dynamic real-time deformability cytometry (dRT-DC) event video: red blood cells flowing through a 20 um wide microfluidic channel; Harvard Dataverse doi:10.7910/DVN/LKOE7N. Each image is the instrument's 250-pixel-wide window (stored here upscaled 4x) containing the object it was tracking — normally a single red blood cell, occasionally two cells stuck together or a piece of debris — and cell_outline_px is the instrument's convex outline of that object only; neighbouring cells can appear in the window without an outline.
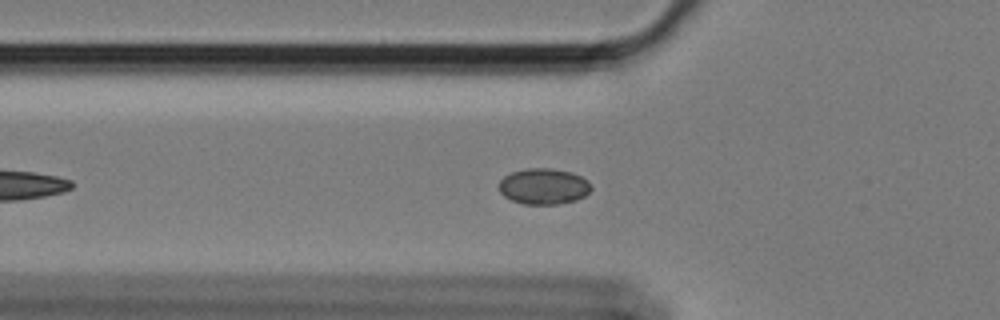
{"species": "Egyptian fruit bat (a non-hibernating species)", "species_latin": "Rousettus aegyptiacus", "temperature_condition": "cold", "stored_images_in_passage": 26, "camera_frame_rate_fps": 3000, "um_per_image_px": 0.085, "animal": {"sex": "female"}, "frame": {"image": 1, "passage_image": 5, "time_ms": 1.333, "image_size_px": [1000, 320], "cell_outline_px": [[592, 188], [584, 196], [576, 200], [556, 204], [524, 204], [512, 200], [504, 196], [500, 192], [500, 180], [504, 176], [512, 172], [528, 168], [552, 168], [572, 172], [588, 180], [592, 184]], "centroid_in_image_um": [46.23, 15.83], "position_along_channel_um": 79.6, "area_um2": 19.31}}
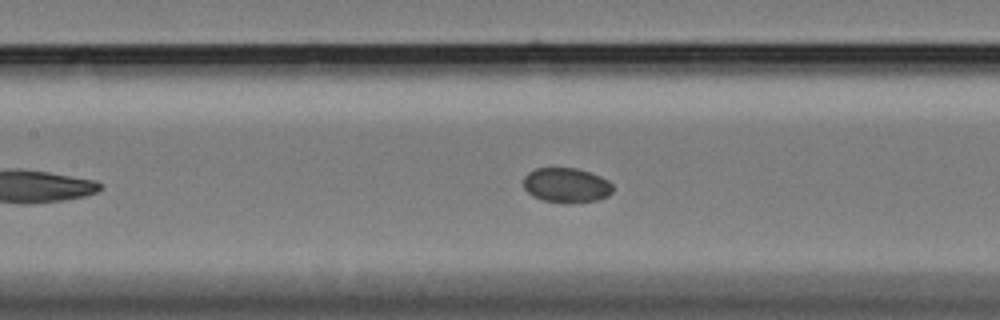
{"frame": {"image": 2, "passage_image": 12, "time_ms": 3.667, "image_size_px": [1000, 320], "cell_outline_px": [[612, 192], [608, 196], [596, 200], [544, 200], [532, 196], [524, 188], [524, 176], [528, 172], [536, 168], [576, 168], [600, 176], [608, 180], [612, 184]], "centroid_in_image_um": [48.12, 15.69], "position_along_channel_um": 159.3, "area_um2": 17.4}}
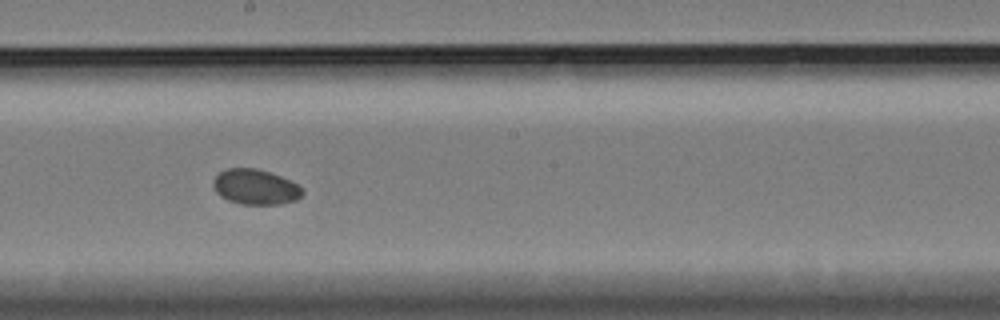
{"frame": {"image": 3, "passage_image": 18, "time_ms": 5.667, "image_size_px": [1000, 320], "cell_outline_px": [[304, 192], [296, 200], [280, 204], [240, 204], [228, 200], [220, 196], [216, 192], [212, 184], [212, 180], [220, 172], [228, 168], [256, 168], [280, 176], [296, 184]], "centroid_in_image_um": [21.67, 15.89], "position_along_channel_um": 226.5, "area_um2": 18.15}}